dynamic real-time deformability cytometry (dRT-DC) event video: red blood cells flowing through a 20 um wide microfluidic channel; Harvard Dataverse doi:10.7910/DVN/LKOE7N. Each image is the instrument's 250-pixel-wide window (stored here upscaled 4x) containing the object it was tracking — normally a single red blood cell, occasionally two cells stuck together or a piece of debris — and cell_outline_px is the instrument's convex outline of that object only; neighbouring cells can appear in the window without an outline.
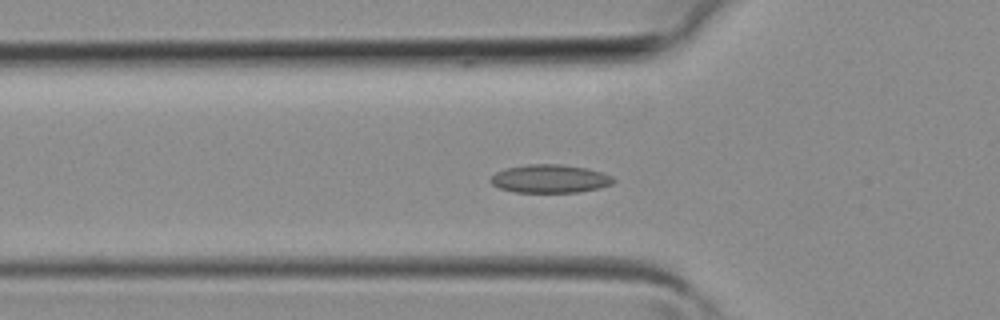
{"species": "common noctule bat (a hibernating species)", "species_latin": "Nyctalus noctula", "temperature_condition": "room temperature", "stored_images_in_passage": 39, "segment_of_instrument_passage": [1, 2], "camera_frame_rate_fps": 3000, "um_per_image_px": 0.085, "animal": {"sex": "female", "body_mass_g": 19.3, "forearm_length_mm": 54.1}, "frame": {"image": 1, "passage_image": 12, "time_ms": 3.667, "image_size_px": [1000, 320], "cell_outline_px": [[616, 180], [612, 184], [600, 188], [580, 192], [512, 192], [500, 188], [492, 184], [488, 180], [496, 172], [504, 168], [528, 164], [560, 164], [588, 168], [604, 172], [612, 176]], "centroid_in_image_um": [46.76, 15.19], "position_along_channel_um": 79.0, "area_um2": 20.52}}
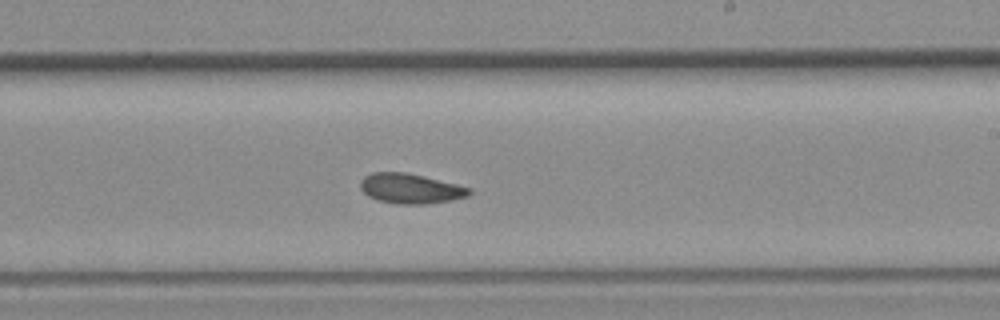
{"frame": {"image": 2, "passage_image": 22, "time_ms": 7.0, "image_size_px": [1000, 320], "cell_outline_px": [[472, 192], [468, 196], [452, 200], [428, 204], [396, 204], [376, 200], [368, 196], [360, 188], [360, 180], [364, 176], [372, 172], [404, 172], [424, 176], [472, 188]], "centroid_in_image_um": [34.88, 16.03], "position_along_channel_um": 254.1, "area_um2": 19.19}}
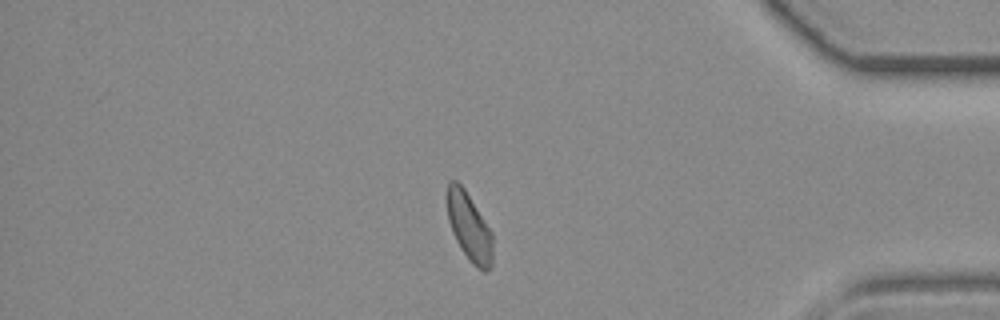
{"frame": {"image": 3, "passage_image": 32, "time_ms": 10.333, "image_size_px": [1000, 320], "cell_outline_px": [[492, 264], [484, 272], [476, 268], [468, 260], [460, 248], [452, 232], [448, 220], [444, 200], [444, 196], [448, 180], [456, 180], [464, 188], [492, 232]], "centroid_in_image_um": [39.82, 19.24], "position_along_channel_um": 395.4, "area_um2": 18.55}}